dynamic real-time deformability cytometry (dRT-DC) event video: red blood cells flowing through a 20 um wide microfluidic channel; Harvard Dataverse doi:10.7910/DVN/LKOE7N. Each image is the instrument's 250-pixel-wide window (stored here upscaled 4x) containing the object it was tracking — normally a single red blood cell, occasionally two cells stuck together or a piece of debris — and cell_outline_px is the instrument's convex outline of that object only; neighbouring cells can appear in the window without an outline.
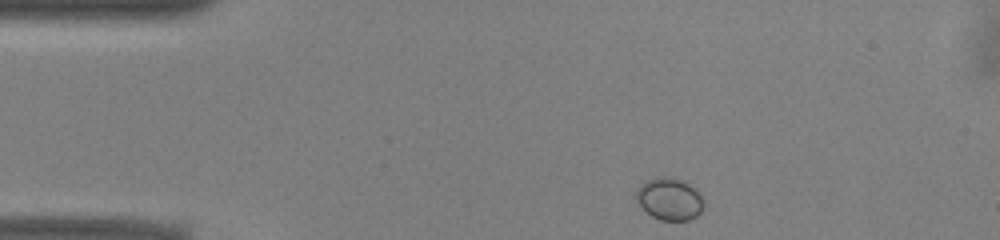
{"species": "common noctule bat (a hibernating species)", "species_latin": "Nyctalus noctula", "temperature_condition": "warm", "stored_images_in_passage": 44, "camera_frame_rate_fps": 3000, "um_per_image_px": 0.085, "animal": {"sex": "male", "body_mass_g": 13.0, "forearm_length_mm": 53.1}, "frame": {"image": 1, "passage_image": 1, "time_ms": 0.0, "image_size_px": [1000, 240], "cell_outline_px": [[704, 204], [700, 212], [696, 216], [688, 220], [660, 220], [652, 216], [636, 200], [636, 188], [648, 180], [660, 176], [668, 176], [684, 180], [696, 188], [704, 200]], "centroid_in_image_um": [56.93, 16.89], "position_along_channel_um": 28.1, "area_um2": 16.65}}
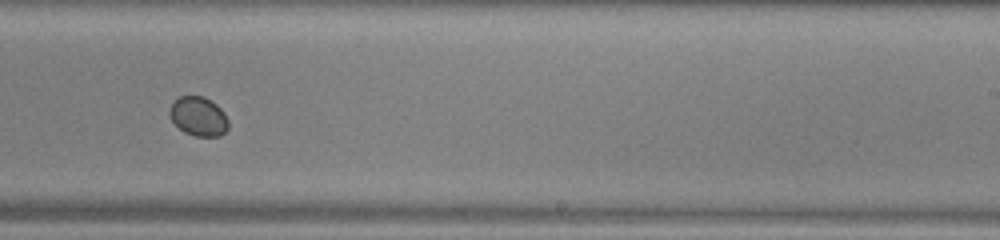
{"frame": {"image": 2, "passage_image": 24, "time_ms": 7.667, "image_size_px": [1000, 240], "cell_outline_px": [[228, 128], [220, 136], [196, 136], [184, 132], [172, 120], [168, 112], [172, 104], [180, 96], [204, 96], [216, 104], [224, 112], [228, 120]], "centroid_in_image_um": [16.88, 9.89], "position_along_channel_um": 272.1, "area_um2": 13.29}}
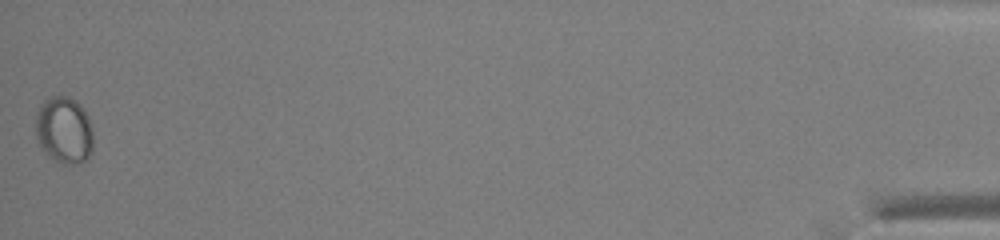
{"frame": {"image": 3, "passage_image": 44, "time_ms": 14.333, "image_size_px": [1000, 240], "cell_outline_px": [[92, 152], [88, 160], [72, 164], [64, 164], [48, 156], [40, 148], [36, 136], [36, 112], [40, 104], [48, 96], [68, 96], [76, 100], [80, 104], [88, 116], [92, 124]], "centroid_in_image_um": [5.44, 11.05], "position_along_channel_um": 429.8, "area_um2": 22.89}}